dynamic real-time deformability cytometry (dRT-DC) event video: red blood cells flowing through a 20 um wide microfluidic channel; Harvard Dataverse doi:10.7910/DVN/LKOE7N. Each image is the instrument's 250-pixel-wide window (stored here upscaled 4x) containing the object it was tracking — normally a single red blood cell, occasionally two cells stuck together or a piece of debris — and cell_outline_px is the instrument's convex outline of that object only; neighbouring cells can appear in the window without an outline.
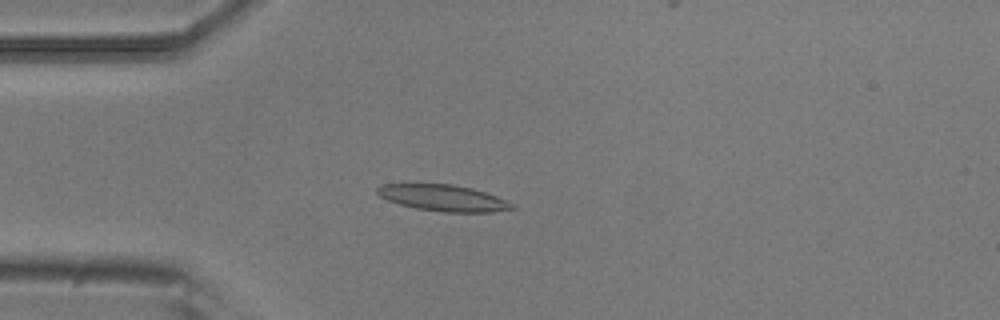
{"species": "common noctule bat (a hibernating species)", "species_latin": "Nyctalus noctula", "temperature_condition": "room temperature", "stored_images_in_passage": 6, "camera_frame_rate_fps": 3000, "um_per_image_px": 0.085, "animal": {"sex": "male", "body_mass_g": 20.5, "forearm_length_mm": 52.5}, "frame": {"image": 1, "passage_image": 4, "time_ms": 1.0, "image_size_px": [1000, 320], "cell_outline_px": [[516, 208], [492, 212], [440, 212], [416, 208], [400, 204], [388, 200], [380, 196], [376, 192], [376, 188], [380, 184], [408, 180], [452, 184], [472, 188], [496, 196], [516, 204]], "centroid_in_image_um": [37.57, 16.76], "position_along_channel_um": 47.4, "area_um2": 21.73}}
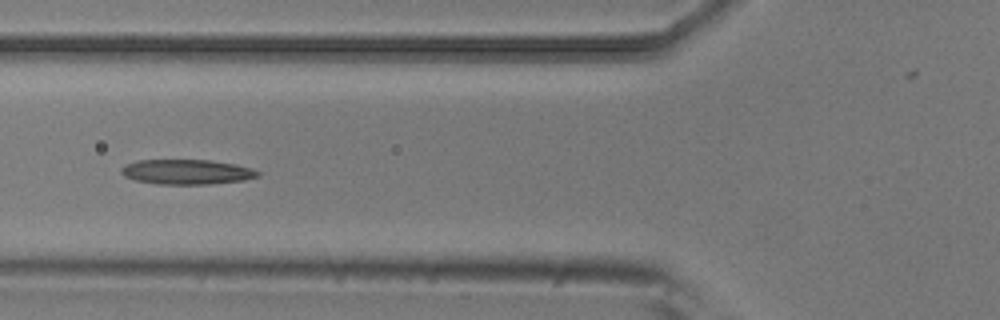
{"frame": {"image": 2, "passage_image": 6, "time_ms": 1.667, "image_size_px": [1000, 320], "cell_outline_px": [[260, 176], [244, 180], [208, 184], [156, 184], [136, 180], [124, 176], [120, 172], [120, 168], [124, 164], [136, 160], [208, 160], [236, 164], [252, 168], [260, 172]], "centroid_in_image_um": [15.86, 14.6], "position_along_channel_um": 109.9, "area_um2": 19.94}}